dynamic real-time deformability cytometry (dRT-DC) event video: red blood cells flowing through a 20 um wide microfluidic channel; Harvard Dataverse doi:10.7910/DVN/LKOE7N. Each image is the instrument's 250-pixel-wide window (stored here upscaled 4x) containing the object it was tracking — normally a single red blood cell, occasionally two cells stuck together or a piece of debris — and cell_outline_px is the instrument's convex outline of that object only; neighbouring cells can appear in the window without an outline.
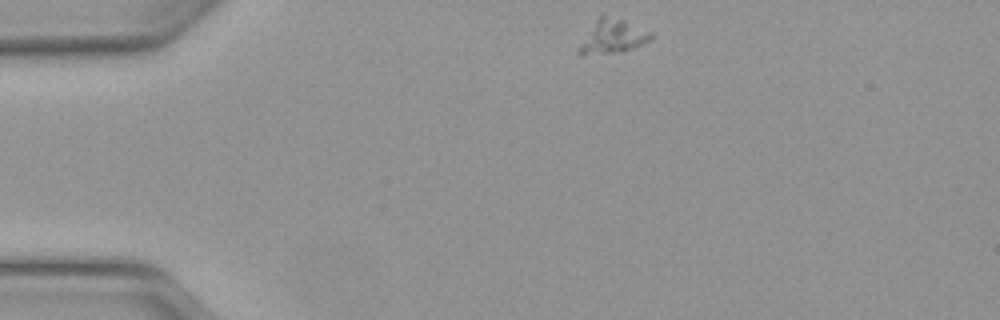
{"species": "Egyptian fruit bat (a non-hibernating species)", "species_latin": "Rousettus aegyptiacus", "temperature_condition": "warm", "stored_images_in_passage": 42, "camera_frame_rate_fps": 3000, "um_per_image_px": 0.085, "animal": {"sex": "female"}, "frame": {"image": 1, "passage_image": 1, "time_ms": 0.0, "image_size_px": [1000, 320], "cell_outline_px": [[656, 36], [652, 40], [644, 44], [620, 52], [580, 56], [576, 52], [580, 44], [600, 12], [604, 12], [624, 20], [652, 32]], "centroid_in_image_um": [52.08, 3.08], "position_along_channel_um": 32.9, "area_um2": 14.68}}
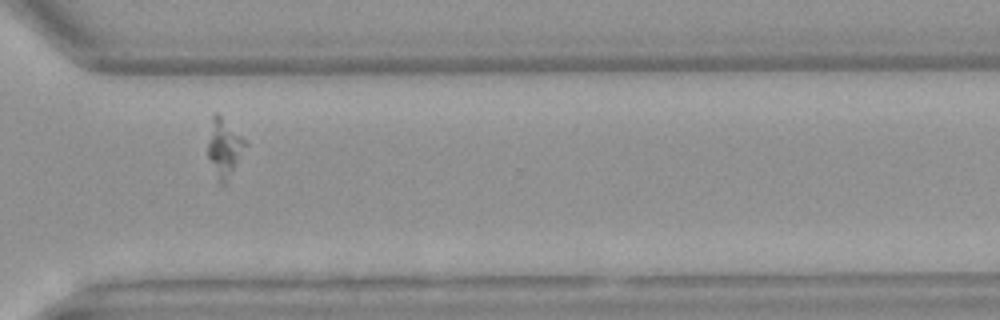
{"frame": {"image": 2, "passage_image": 29, "time_ms": 9.333, "image_size_px": [1000, 320], "cell_outline_px": [[248, 144], [224, 184], [220, 184], [208, 156], [208, 140], [212, 112], [216, 112]], "centroid_in_image_um": [19.03, 12.53], "position_along_channel_um": 351.6, "area_um2": 12.02}}
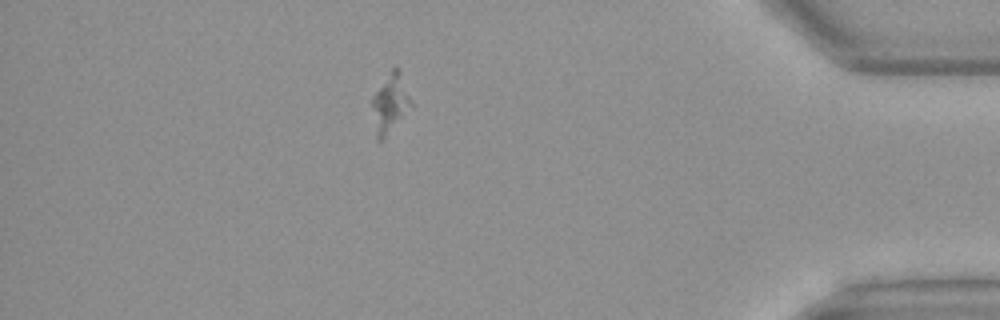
{"frame": {"image": 3, "passage_image": 36, "time_ms": 11.667, "image_size_px": [1000, 320], "cell_outline_px": [[412, 108], [380, 140], [376, 140], [372, 104], [372, 96], [392, 68], [396, 64], [400, 68], [412, 100]], "centroid_in_image_um": [33.19, 8.7], "position_along_channel_um": 402.0, "area_um2": 13.29}}